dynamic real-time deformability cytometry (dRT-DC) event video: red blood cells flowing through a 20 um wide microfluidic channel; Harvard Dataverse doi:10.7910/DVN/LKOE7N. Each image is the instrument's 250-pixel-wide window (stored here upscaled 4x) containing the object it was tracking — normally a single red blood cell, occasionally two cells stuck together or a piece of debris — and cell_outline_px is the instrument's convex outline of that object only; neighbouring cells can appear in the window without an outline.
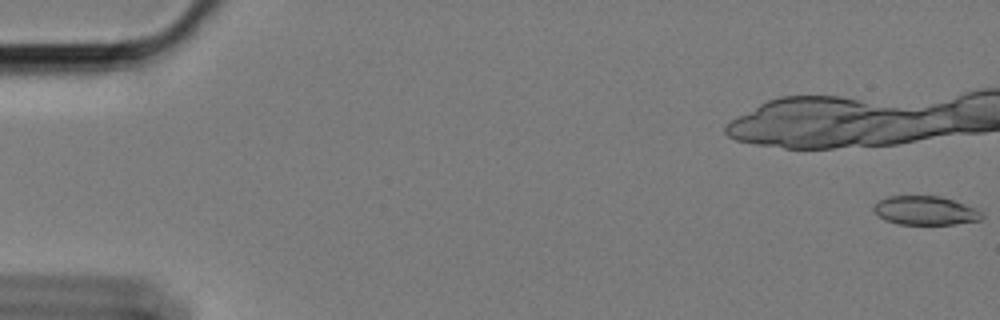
{"species": "Egyptian fruit bat (a non-hibernating species)", "species_latin": "Rousettus aegyptiacus", "temperature_condition": "cold", "stored_images_in_passage": 49, "camera_frame_rate_fps": 3000, "um_per_image_px": 0.085, "animal": {"sex": "female"}, "frame": {"image": 1, "passage_image": 1, "time_ms": 0.0, "image_size_px": [1000, 320], "cell_outline_px": [[984, 216], [980, 220], [956, 224], [900, 224], [884, 220], [872, 208], [880, 200], [888, 196], [940, 196], [976, 208]], "centroid_in_image_um": [78.66, 17.9], "position_along_channel_um": 6.3, "area_um2": 17.98}}